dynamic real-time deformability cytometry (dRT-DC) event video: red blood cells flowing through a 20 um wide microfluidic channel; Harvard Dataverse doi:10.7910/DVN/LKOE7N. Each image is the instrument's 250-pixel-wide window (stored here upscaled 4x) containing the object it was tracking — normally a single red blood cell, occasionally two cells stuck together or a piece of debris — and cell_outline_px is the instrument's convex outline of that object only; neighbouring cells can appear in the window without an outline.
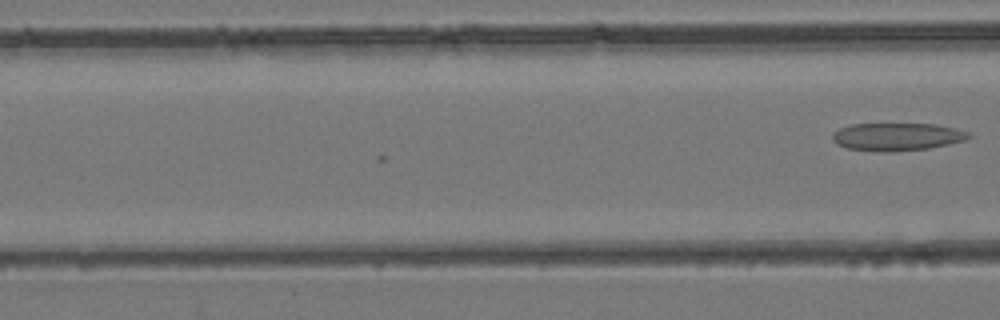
{"species": "common noctule bat (a hibernating species)", "species_latin": "Nyctalus noctula", "temperature_condition": "room temperature", "stored_images_in_passage": 4, "camera_frame_rate_fps": 3000, "um_per_image_px": 0.085, "animal": {"sex": "female", "body_mass_g": 24.6, "forearm_length_mm": 56.2}, "frame": {"image": 1, "passage_image": 4, "time_ms": 1.0, "image_size_px": [1000, 320], "cell_outline_px": [[972, 136], [968, 140], [928, 148], [884, 152], [848, 148], [836, 144], [832, 140], [832, 136], [840, 128], [852, 124], [936, 124], [956, 128], [968, 132]], "centroid_in_image_um": [76.28, 11.62], "position_along_channel_um": 90.3, "area_um2": 21.91}}